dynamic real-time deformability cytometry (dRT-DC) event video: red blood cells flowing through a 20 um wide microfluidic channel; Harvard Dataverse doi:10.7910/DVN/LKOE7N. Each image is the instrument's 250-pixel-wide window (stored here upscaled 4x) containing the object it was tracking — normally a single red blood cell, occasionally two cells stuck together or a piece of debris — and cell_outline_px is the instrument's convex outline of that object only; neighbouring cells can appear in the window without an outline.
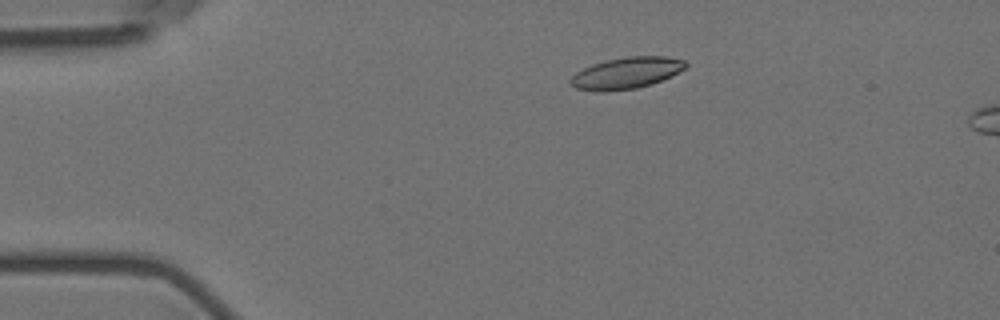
{"species": "Egyptian fruit bat (a non-hibernating species)", "species_latin": "Rousettus aegyptiacus", "temperature_condition": "room temperature", "stored_images_in_passage": 5, "camera_frame_rate_fps": 3000, "um_per_image_px": 0.085, "animal": {"sex": "female"}, "frame": {"image": 1, "passage_image": 4, "time_ms": 3.333, "image_size_px": [1000, 320], "cell_outline_px": [[688, 64], [684, 68], [672, 76], [652, 84], [636, 88], [604, 92], [596, 92], [576, 88], [568, 84], [568, 80], [576, 72], [592, 64], [604, 60], [628, 56], [668, 56], [684, 60]], "centroid_in_image_um": [53.21, 6.21], "position_along_channel_um": 31.8, "area_um2": 21.39}}